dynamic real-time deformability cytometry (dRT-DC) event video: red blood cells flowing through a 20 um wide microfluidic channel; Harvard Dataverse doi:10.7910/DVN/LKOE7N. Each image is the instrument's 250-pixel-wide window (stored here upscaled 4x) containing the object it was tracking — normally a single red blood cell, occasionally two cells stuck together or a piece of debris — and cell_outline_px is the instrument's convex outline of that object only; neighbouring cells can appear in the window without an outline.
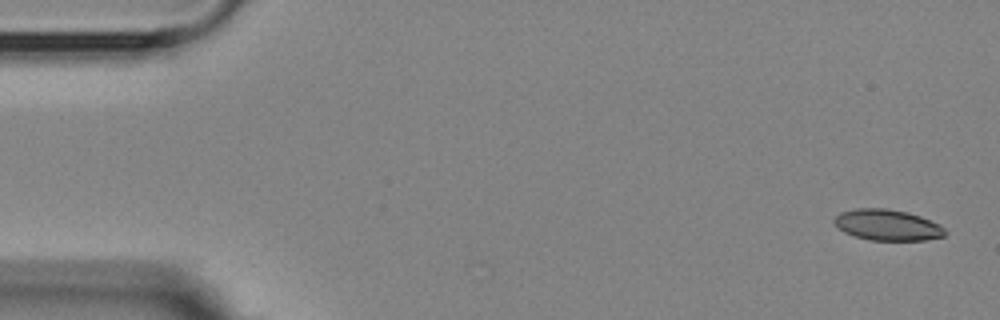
{"species": "Egyptian fruit bat (a non-hibernating species)", "species_latin": "Rousettus aegyptiacus", "temperature_condition": "room temperature", "stored_images_in_passage": 5, "camera_frame_rate_fps": 3000, "um_per_image_px": 0.085, "animal": {"sex": "female"}, "frame": {"image": 1, "passage_image": 1, "time_ms": 0.0, "image_size_px": [1000, 320], "cell_outline_px": [[944, 236], [924, 240], [868, 240], [844, 232], [832, 220], [840, 212], [856, 208], [884, 208], [908, 212], [920, 216], [940, 224], [944, 228]], "centroid_in_image_um": [75.42, 19.11], "position_along_channel_um": 9.6, "area_um2": 19.88}}
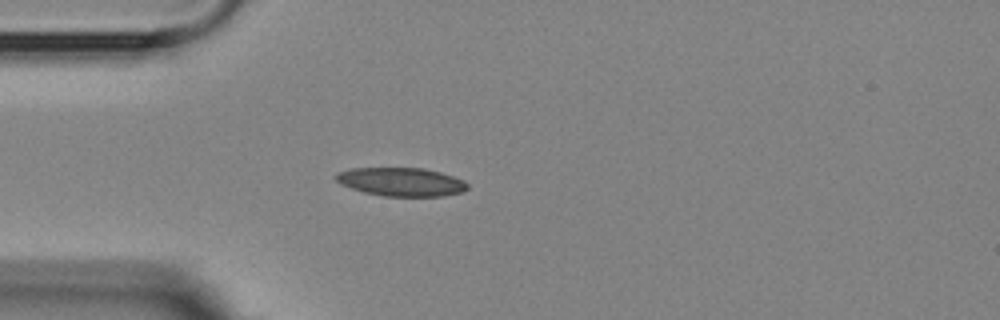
{"frame": {"image": 2, "passage_image": 5, "time_ms": 4.333, "image_size_px": [1000, 320], "cell_outline_px": [[468, 188], [464, 192], [444, 196], [384, 196], [364, 192], [340, 184], [332, 176], [336, 172], [352, 168], [424, 168], [440, 172], [464, 180], [468, 184]], "centroid_in_image_um": [34.1, 15.45], "position_along_channel_um": 50.9, "area_um2": 22.02}}